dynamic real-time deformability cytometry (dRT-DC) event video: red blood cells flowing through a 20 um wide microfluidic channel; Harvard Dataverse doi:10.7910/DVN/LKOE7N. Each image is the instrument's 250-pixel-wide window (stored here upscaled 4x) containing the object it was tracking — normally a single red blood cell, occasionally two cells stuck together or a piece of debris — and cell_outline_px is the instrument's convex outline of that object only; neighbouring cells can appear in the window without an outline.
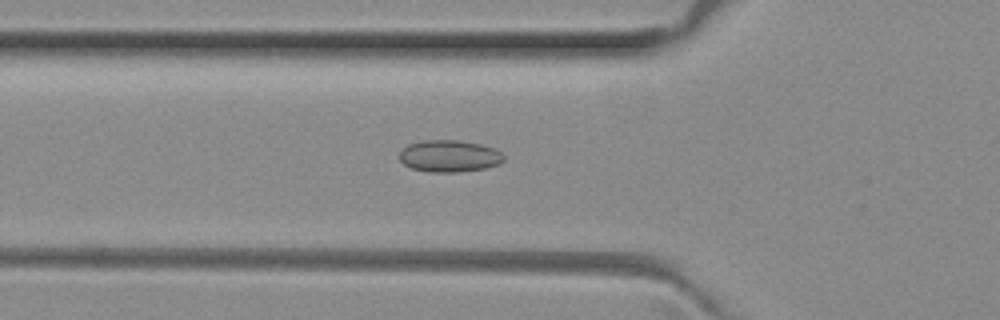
{"species": "common noctule bat (a hibernating species)", "species_latin": "Nyctalus noctula", "temperature_condition": "room temperature", "stored_images_in_passage": 49, "camera_frame_rate_fps": 3000, "um_per_image_px": 0.085, "animal": {"sex": "female", "body_mass_g": 29.2, "forearm_length_mm": 56.3}, "frame": {"image": 1, "passage_image": 18, "time_ms": 5.667, "image_size_px": [1000, 320], "cell_outline_px": [[504, 160], [500, 164], [484, 168], [460, 172], [428, 172], [412, 168], [404, 164], [400, 160], [400, 148], [408, 144], [420, 140], [460, 140], [480, 144], [496, 148], [504, 156]], "centroid_in_image_um": [38.18, 13.25], "position_along_channel_um": 87.6, "area_um2": 19.65}}
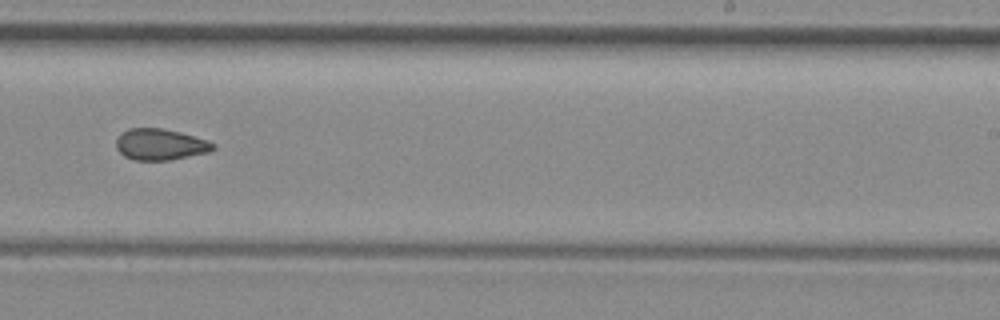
{"frame": {"image": 2, "passage_image": 32, "time_ms": 10.333, "image_size_px": [1000, 320], "cell_outline_px": [[216, 148], [208, 152], [168, 160], [136, 160], [124, 156], [116, 148], [116, 140], [128, 128], [160, 128], [180, 132], [216, 144]], "centroid_in_image_um": [13.61, 12.28], "position_along_channel_um": 275.4, "area_um2": 17.34}}
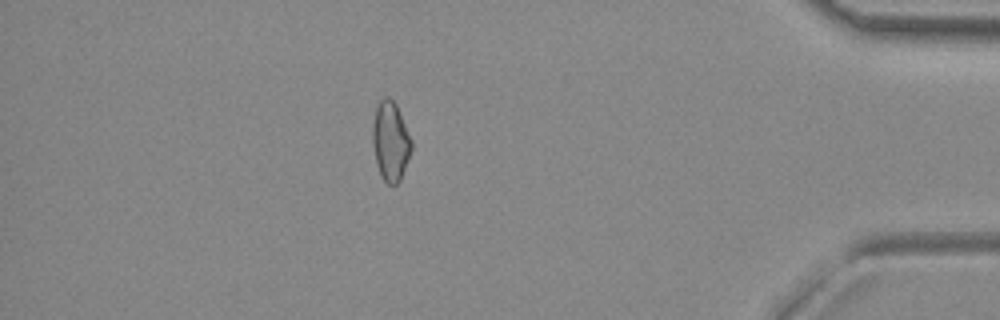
{"frame": {"image": 3, "passage_image": 45, "time_ms": 14.667, "image_size_px": [1000, 320], "cell_outline_px": [[412, 148], [400, 180], [396, 184], [388, 184], [380, 176], [376, 164], [372, 144], [372, 124], [376, 108], [380, 100], [384, 96], [388, 96], [396, 104], [412, 140]], "centroid_in_image_um": [33.17, 12.0], "position_along_channel_um": 402.0, "area_um2": 18.03}, "authors_computed_cell_mechanics": {"area_um2": 18.1492, "velocity_mm_per_s": 4.0152, "shape_relaxation_time_tau1_ms": null, "shape_relaxation_time_tau2_ms": 2.8784, "deformation_change_tau1": null, "deformation_change_tau2": 0.0803}}